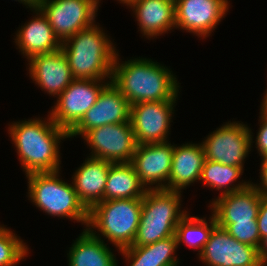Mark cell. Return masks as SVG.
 Listing matches in <instances>:
<instances>
[{
	"mask_svg": "<svg viewBox=\"0 0 267 266\" xmlns=\"http://www.w3.org/2000/svg\"><path fill=\"white\" fill-rule=\"evenodd\" d=\"M243 173V167L224 165L219 162L205 160L199 181L216 190H223L222 194L232 193L247 188L251 183L244 181L234 185ZM233 184V185H231ZM231 186V187H230Z\"/></svg>",
	"mask_w": 267,
	"mask_h": 266,
	"instance_id": "cell-25",
	"label": "cell"
},
{
	"mask_svg": "<svg viewBox=\"0 0 267 266\" xmlns=\"http://www.w3.org/2000/svg\"><path fill=\"white\" fill-rule=\"evenodd\" d=\"M99 0H40L37 7L62 43L95 23Z\"/></svg>",
	"mask_w": 267,
	"mask_h": 266,
	"instance_id": "cell-7",
	"label": "cell"
},
{
	"mask_svg": "<svg viewBox=\"0 0 267 266\" xmlns=\"http://www.w3.org/2000/svg\"><path fill=\"white\" fill-rule=\"evenodd\" d=\"M143 198L102 201L88 211V230L98 232L119 250L132 246L141 217Z\"/></svg>",
	"mask_w": 267,
	"mask_h": 266,
	"instance_id": "cell-5",
	"label": "cell"
},
{
	"mask_svg": "<svg viewBox=\"0 0 267 266\" xmlns=\"http://www.w3.org/2000/svg\"><path fill=\"white\" fill-rule=\"evenodd\" d=\"M173 150L174 145L169 142L137 145L130 163L146 189L167 190Z\"/></svg>",
	"mask_w": 267,
	"mask_h": 266,
	"instance_id": "cell-15",
	"label": "cell"
},
{
	"mask_svg": "<svg viewBox=\"0 0 267 266\" xmlns=\"http://www.w3.org/2000/svg\"><path fill=\"white\" fill-rule=\"evenodd\" d=\"M260 128L256 136L255 147L257 148L259 155L263 158H267V121L264 120L261 116Z\"/></svg>",
	"mask_w": 267,
	"mask_h": 266,
	"instance_id": "cell-30",
	"label": "cell"
},
{
	"mask_svg": "<svg viewBox=\"0 0 267 266\" xmlns=\"http://www.w3.org/2000/svg\"><path fill=\"white\" fill-rule=\"evenodd\" d=\"M36 17L17 31L15 43L28 60L37 54L57 51L61 48L60 40L55 36L48 19L38 7L31 9ZM35 17V18H34Z\"/></svg>",
	"mask_w": 267,
	"mask_h": 266,
	"instance_id": "cell-18",
	"label": "cell"
},
{
	"mask_svg": "<svg viewBox=\"0 0 267 266\" xmlns=\"http://www.w3.org/2000/svg\"><path fill=\"white\" fill-rule=\"evenodd\" d=\"M109 82L106 80L105 83V79H74L57 97L56 105L49 112L53 122L69 132L96 103Z\"/></svg>",
	"mask_w": 267,
	"mask_h": 266,
	"instance_id": "cell-8",
	"label": "cell"
},
{
	"mask_svg": "<svg viewBox=\"0 0 267 266\" xmlns=\"http://www.w3.org/2000/svg\"><path fill=\"white\" fill-rule=\"evenodd\" d=\"M8 129L25 174L60 170L59 140L69 136L50 116L47 121L35 117L14 122Z\"/></svg>",
	"mask_w": 267,
	"mask_h": 266,
	"instance_id": "cell-2",
	"label": "cell"
},
{
	"mask_svg": "<svg viewBox=\"0 0 267 266\" xmlns=\"http://www.w3.org/2000/svg\"><path fill=\"white\" fill-rule=\"evenodd\" d=\"M206 160L202 143L174 145L167 190L179 191L200 180Z\"/></svg>",
	"mask_w": 267,
	"mask_h": 266,
	"instance_id": "cell-21",
	"label": "cell"
},
{
	"mask_svg": "<svg viewBox=\"0 0 267 266\" xmlns=\"http://www.w3.org/2000/svg\"><path fill=\"white\" fill-rule=\"evenodd\" d=\"M28 178V197L43 212L81 222L87 227L88 210L78 199L72 184L59 178V171L34 172Z\"/></svg>",
	"mask_w": 267,
	"mask_h": 266,
	"instance_id": "cell-6",
	"label": "cell"
},
{
	"mask_svg": "<svg viewBox=\"0 0 267 266\" xmlns=\"http://www.w3.org/2000/svg\"><path fill=\"white\" fill-rule=\"evenodd\" d=\"M178 248L176 236L159 240L153 244L137 247H127L120 251L125 256L129 266H178Z\"/></svg>",
	"mask_w": 267,
	"mask_h": 266,
	"instance_id": "cell-24",
	"label": "cell"
},
{
	"mask_svg": "<svg viewBox=\"0 0 267 266\" xmlns=\"http://www.w3.org/2000/svg\"><path fill=\"white\" fill-rule=\"evenodd\" d=\"M252 130L245 124L228 121L201 142L206 160L243 167L253 141Z\"/></svg>",
	"mask_w": 267,
	"mask_h": 266,
	"instance_id": "cell-9",
	"label": "cell"
},
{
	"mask_svg": "<svg viewBox=\"0 0 267 266\" xmlns=\"http://www.w3.org/2000/svg\"><path fill=\"white\" fill-rule=\"evenodd\" d=\"M28 247L11 230L0 225V266H15L28 254Z\"/></svg>",
	"mask_w": 267,
	"mask_h": 266,
	"instance_id": "cell-27",
	"label": "cell"
},
{
	"mask_svg": "<svg viewBox=\"0 0 267 266\" xmlns=\"http://www.w3.org/2000/svg\"><path fill=\"white\" fill-rule=\"evenodd\" d=\"M147 190L131 163H111L102 201L143 198Z\"/></svg>",
	"mask_w": 267,
	"mask_h": 266,
	"instance_id": "cell-23",
	"label": "cell"
},
{
	"mask_svg": "<svg viewBox=\"0 0 267 266\" xmlns=\"http://www.w3.org/2000/svg\"><path fill=\"white\" fill-rule=\"evenodd\" d=\"M118 56L116 54L111 82L131 105L178 99L180 83L166 66L140 57L119 63Z\"/></svg>",
	"mask_w": 267,
	"mask_h": 266,
	"instance_id": "cell-1",
	"label": "cell"
},
{
	"mask_svg": "<svg viewBox=\"0 0 267 266\" xmlns=\"http://www.w3.org/2000/svg\"><path fill=\"white\" fill-rule=\"evenodd\" d=\"M264 196L250 184L247 188L220 195L210 204L217 226L226 229L237 222H257L261 200Z\"/></svg>",
	"mask_w": 267,
	"mask_h": 266,
	"instance_id": "cell-16",
	"label": "cell"
},
{
	"mask_svg": "<svg viewBox=\"0 0 267 266\" xmlns=\"http://www.w3.org/2000/svg\"><path fill=\"white\" fill-rule=\"evenodd\" d=\"M228 9V0H175L176 29L206 38Z\"/></svg>",
	"mask_w": 267,
	"mask_h": 266,
	"instance_id": "cell-14",
	"label": "cell"
},
{
	"mask_svg": "<svg viewBox=\"0 0 267 266\" xmlns=\"http://www.w3.org/2000/svg\"><path fill=\"white\" fill-rule=\"evenodd\" d=\"M237 241L259 247L261 239L257 222H237L225 229Z\"/></svg>",
	"mask_w": 267,
	"mask_h": 266,
	"instance_id": "cell-28",
	"label": "cell"
},
{
	"mask_svg": "<svg viewBox=\"0 0 267 266\" xmlns=\"http://www.w3.org/2000/svg\"><path fill=\"white\" fill-rule=\"evenodd\" d=\"M120 3L126 4L127 6L133 1V0H118Z\"/></svg>",
	"mask_w": 267,
	"mask_h": 266,
	"instance_id": "cell-34",
	"label": "cell"
},
{
	"mask_svg": "<svg viewBox=\"0 0 267 266\" xmlns=\"http://www.w3.org/2000/svg\"><path fill=\"white\" fill-rule=\"evenodd\" d=\"M82 137L92 149L89 157L111 163H130L137 147L131 122L95 127Z\"/></svg>",
	"mask_w": 267,
	"mask_h": 266,
	"instance_id": "cell-10",
	"label": "cell"
},
{
	"mask_svg": "<svg viewBox=\"0 0 267 266\" xmlns=\"http://www.w3.org/2000/svg\"><path fill=\"white\" fill-rule=\"evenodd\" d=\"M146 38L157 37L176 28L175 0H133L129 4Z\"/></svg>",
	"mask_w": 267,
	"mask_h": 266,
	"instance_id": "cell-20",
	"label": "cell"
},
{
	"mask_svg": "<svg viewBox=\"0 0 267 266\" xmlns=\"http://www.w3.org/2000/svg\"><path fill=\"white\" fill-rule=\"evenodd\" d=\"M16 1L23 3V5L28 6L27 8L32 9L34 7H37L40 0H16Z\"/></svg>",
	"mask_w": 267,
	"mask_h": 266,
	"instance_id": "cell-33",
	"label": "cell"
},
{
	"mask_svg": "<svg viewBox=\"0 0 267 266\" xmlns=\"http://www.w3.org/2000/svg\"><path fill=\"white\" fill-rule=\"evenodd\" d=\"M261 171H260V185L251 184L259 191L263 196H267V158H263L261 161Z\"/></svg>",
	"mask_w": 267,
	"mask_h": 266,
	"instance_id": "cell-31",
	"label": "cell"
},
{
	"mask_svg": "<svg viewBox=\"0 0 267 266\" xmlns=\"http://www.w3.org/2000/svg\"><path fill=\"white\" fill-rule=\"evenodd\" d=\"M28 62L31 79L51 96L58 97L74 80L61 48L54 52L34 55Z\"/></svg>",
	"mask_w": 267,
	"mask_h": 266,
	"instance_id": "cell-17",
	"label": "cell"
},
{
	"mask_svg": "<svg viewBox=\"0 0 267 266\" xmlns=\"http://www.w3.org/2000/svg\"><path fill=\"white\" fill-rule=\"evenodd\" d=\"M131 104L120 90L110 81L100 92L96 103L83 115L82 119L68 132V136H83L88 130L104 126L130 122Z\"/></svg>",
	"mask_w": 267,
	"mask_h": 266,
	"instance_id": "cell-13",
	"label": "cell"
},
{
	"mask_svg": "<svg viewBox=\"0 0 267 266\" xmlns=\"http://www.w3.org/2000/svg\"><path fill=\"white\" fill-rule=\"evenodd\" d=\"M96 233L86 228L76 238L69 249V266H117L116 256Z\"/></svg>",
	"mask_w": 267,
	"mask_h": 266,
	"instance_id": "cell-22",
	"label": "cell"
},
{
	"mask_svg": "<svg viewBox=\"0 0 267 266\" xmlns=\"http://www.w3.org/2000/svg\"><path fill=\"white\" fill-rule=\"evenodd\" d=\"M198 255L207 266H264L257 247L237 241L217 225Z\"/></svg>",
	"mask_w": 267,
	"mask_h": 266,
	"instance_id": "cell-11",
	"label": "cell"
},
{
	"mask_svg": "<svg viewBox=\"0 0 267 266\" xmlns=\"http://www.w3.org/2000/svg\"><path fill=\"white\" fill-rule=\"evenodd\" d=\"M209 224L205 218L190 217V214L187 213L180 220L175 230L178 245L182 242L191 248H199L198 253L200 254L211 231L217 225L213 214L210 216Z\"/></svg>",
	"mask_w": 267,
	"mask_h": 266,
	"instance_id": "cell-26",
	"label": "cell"
},
{
	"mask_svg": "<svg viewBox=\"0 0 267 266\" xmlns=\"http://www.w3.org/2000/svg\"><path fill=\"white\" fill-rule=\"evenodd\" d=\"M95 23L61 44L74 79L112 80L116 47Z\"/></svg>",
	"mask_w": 267,
	"mask_h": 266,
	"instance_id": "cell-3",
	"label": "cell"
},
{
	"mask_svg": "<svg viewBox=\"0 0 267 266\" xmlns=\"http://www.w3.org/2000/svg\"><path fill=\"white\" fill-rule=\"evenodd\" d=\"M181 192L149 189L142 200L141 217L132 246H145L175 235L180 220L188 213L181 209Z\"/></svg>",
	"mask_w": 267,
	"mask_h": 266,
	"instance_id": "cell-4",
	"label": "cell"
},
{
	"mask_svg": "<svg viewBox=\"0 0 267 266\" xmlns=\"http://www.w3.org/2000/svg\"><path fill=\"white\" fill-rule=\"evenodd\" d=\"M110 164L103 159L88 157L72 177L78 199L88 211L104 198Z\"/></svg>",
	"mask_w": 267,
	"mask_h": 266,
	"instance_id": "cell-19",
	"label": "cell"
},
{
	"mask_svg": "<svg viewBox=\"0 0 267 266\" xmlns=\"http://www.w3.org/2000/svg\"><path fill=\"white\" fill-rule=\"evenodd\" d=\"M257 223L261 239L258 247V255L260 262L264 266H267V196H264L261 200L257 216Z\"/></svg>",
	"mask_w": 267,
	"mask_h": 266,
	"instance_id": "cell-29",
	"label": "cell"
},
{
	"mask_svg": "<svg viewBox=\"0 0 267 266\" xmlns=\"http://www.w3.org/2000/svg\"><path fill=\"white\" fill-rule=\"evenodd\" d=\"M266 94L264 95V98L262 100V104L260 105V114L261 117L267 121V89H266Z\"/></svg>",
	"mask_w": 267,
	"mask_h": 266,
	"instance_id": "cell-32",
	"label": "cell"
},
{
	"mask_svg": "<svg viewBox=\"0 0 267 266\" xmlns=\"http://www.w3.org/2000/svg\"><path fill=\"white\" fill-rule=\"evenodd\" d=\"M175 101L139 102L131 105L130 122L137 145L168 142Z\"/></svg>",
	"mask_w": 267,
	"mask_h": 266,
	"instance_id": "cell-12",
	"label": "cell"
}]
</instances>
